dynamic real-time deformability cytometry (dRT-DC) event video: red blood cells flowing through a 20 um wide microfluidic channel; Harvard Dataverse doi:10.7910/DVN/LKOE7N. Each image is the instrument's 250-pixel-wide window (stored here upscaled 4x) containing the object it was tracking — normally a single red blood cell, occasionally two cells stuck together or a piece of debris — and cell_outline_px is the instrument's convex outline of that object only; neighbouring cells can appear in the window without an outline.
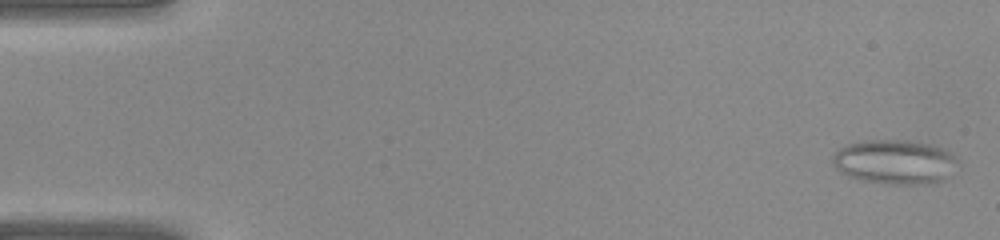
{"species": "common noctule bat (a hibernating species)", "species_latin": "Nyctalus noctula", "temperature_condition": "warm", "stored_images_in_passage": 40, "camera_frame_rate_fps": 3000, "um_per_image_px": 0.085, "animal": {"sex": "female", "body_mass_g": 22.0, "forearm_length_mm": 56.7}, "frame": {"image": 1, "passage_image": 1, "time_ms": 0.0, "image_size_px": [1000, 240], "cell_outline_px": [[960, 168], [944, 180], [936, 184], [884, 184], [860, 180], [848, 176], [840, 172], [836, 168], [832, 160], [832, 156], [840, 148], [848, 144], [864, 140], [908, 140], [928, 144], [944, 148], [956, 156]], "centroid_in_image_um": [76.13, 13.78], "position_along_channel_um": 8.9, "area_um2": 33.06}}
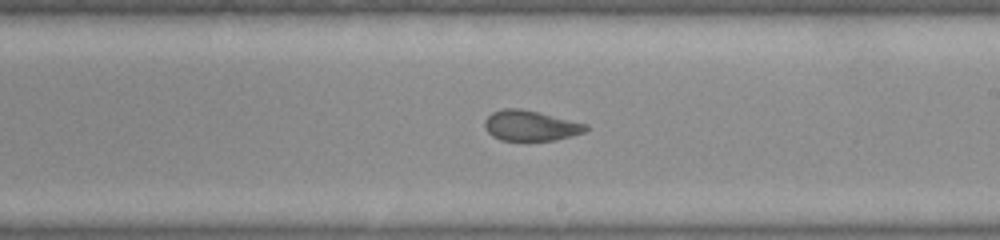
{"frame": {"image": 2, "passage_image": 23, "time_ms": 7.333, "image_size_px": [1000, 240], "cell_outline_px": [[588, 128], [584, 132], [572, 136], [556, 140], [500, 140], [492, 136], [484, 128], [484, 120], [492, 112], [504, 108], [520, 108], [540, 112], [588, 124]], "centroid_in_image_um": [45.09, 10.67], "position_along_channel_um": 243.9, "area_um2": 18.03}}
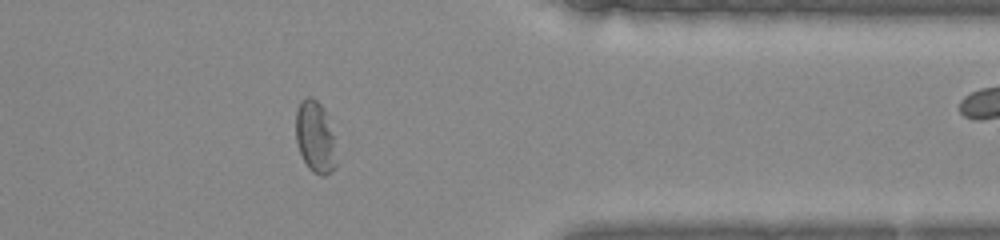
{"frame": {"image": 3, "passage_image": 32, "time_ms": 10.333, "image_size_px": [1000, 240], "cell_outline_px": [[336, 168], [332, 172], [324, 176], [320, 176], [312, 172], [308, 168], [296, 144], [296, 112], [300, 100], [308, 96], [312, 96], [324, 108], [332, 136], [336, 164]], "centroid_in_image_um": [26.76, 11.66], "position_along_channel_um": 384.6, "area_um2": 16.82}}